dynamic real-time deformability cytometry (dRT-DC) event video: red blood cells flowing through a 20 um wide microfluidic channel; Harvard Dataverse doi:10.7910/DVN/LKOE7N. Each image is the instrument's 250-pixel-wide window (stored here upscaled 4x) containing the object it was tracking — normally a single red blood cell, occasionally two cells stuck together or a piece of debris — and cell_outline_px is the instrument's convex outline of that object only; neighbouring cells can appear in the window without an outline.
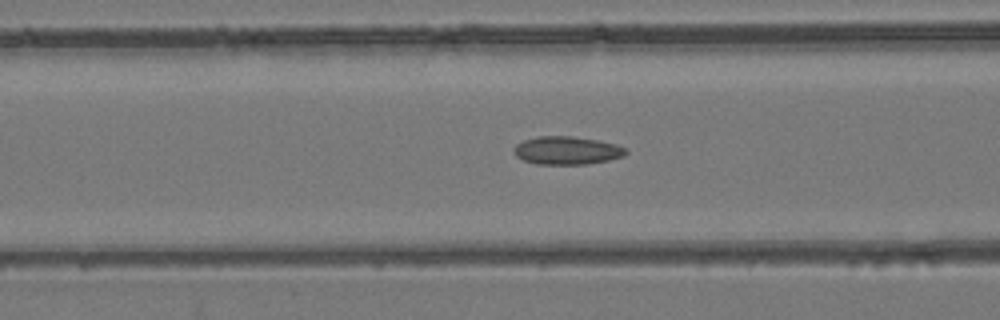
{"species": "common noctule bat (a hibernating species)", "species_latin": "Nyctalus noctula", "temperature_condition": "room temperature", "stored_images_in_passage": 54, "camera_frame_rate_fps": 3000, "um_per_image_px": 0.085, "animal": {"sex": "female", "body_mass_g": 24.6, "forearm_length_mm": 56.2}, "frame": {"image": 1, "passage_image": 22, "time_ms": 7.0, "image_size_px": [1000, 320], "cell_outline_px": [[628, 152], [624, 156], [608, 160], [588, 164], [536, 164], [524, 160], [516, 156], [512, 148], [516, 144], [524, 140], [536, 136], [572, 136], [596, 140], [616, 144], [628, 148]], "centroid_in_image_um": [48.19, 12.79], "position_along_channel_um": 118.4, "area_um2": 18.44}}
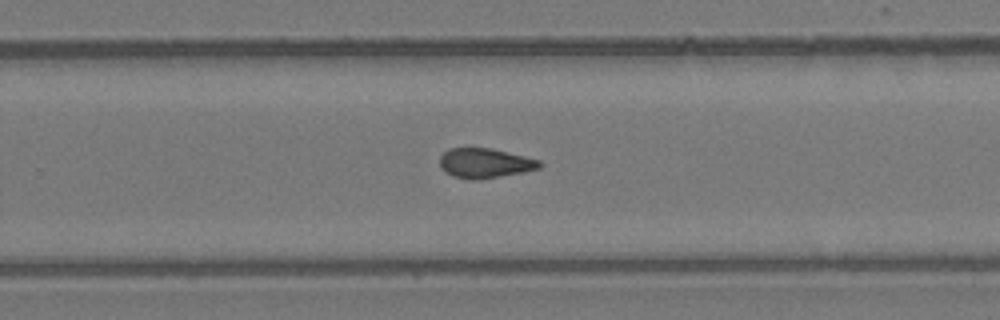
{"frame": {"image": 2, "passage_image": 35, "time_ms": 11.333, "image_size_px": [1000, 320], "cell_outline_px": [[544, 164], [540, 168], [524, 172], [476, 180], [472, 180], [452, 176], [444, 172], [440, 168], [440, 156], [448, 148], [492, 148], [540, 160]], "centroid_in_image_um": [41.21, 13.87], "position_along_channel_um": 288.6, "area_um2": 17.46}}
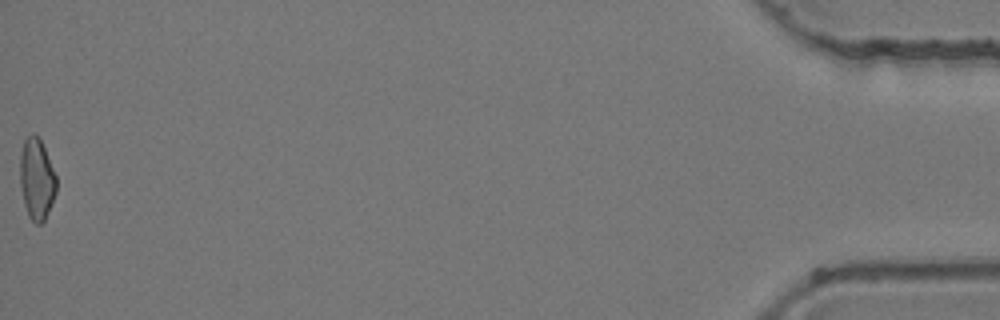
{"frame": {"image": 3, "passage_image": 54, "time_ms": 17.667, "image_size_px": [1000, 320], "cell_outline_px": [[56, 192], [48, 212], [44, 220], [40, 224], [36, 224], [28, 216], [24, 204], [20, 184], [20, 152], [24, 140], [32, 132], [40, 140], [44, 148], [56, 176]], "centroid_in_image_um": [3.1, 15.23], "position_along_channel_um": 432.1, "area_um2": 17.05}, "authors_computed_cell_mechanics": {"area_um2": 17.7157, "velocity_mm_per_s": 3.9339, "shape_relaxation_time_tau1_ms": null, "shape_relaxation_time_tau2_ms": 4.0018, "deformation_change_tau1": null, "deformation_change_tau2": 0.1218}}